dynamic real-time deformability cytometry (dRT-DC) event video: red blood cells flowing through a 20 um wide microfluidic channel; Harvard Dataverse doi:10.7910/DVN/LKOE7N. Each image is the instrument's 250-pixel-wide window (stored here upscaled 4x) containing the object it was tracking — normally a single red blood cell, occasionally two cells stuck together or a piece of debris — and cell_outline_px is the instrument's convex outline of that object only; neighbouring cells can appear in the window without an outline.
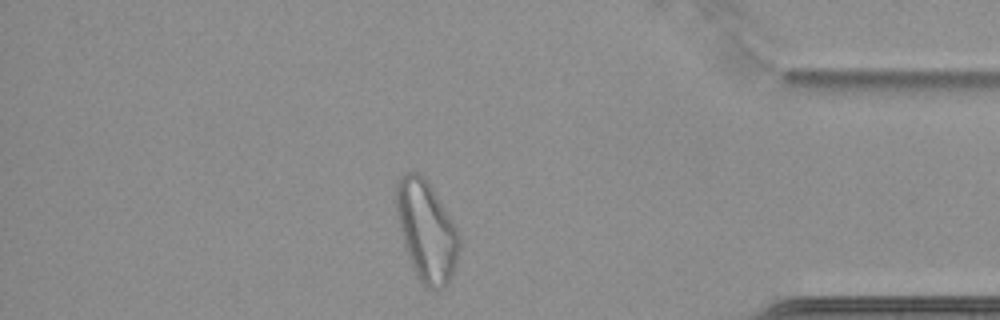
{"species": "common noctule bat (a hibernating species)", "species_latin": "Nyctalus noctula", "temperature_condition": "cold", "stored_images_in_passage": 56, "camera_frame_rate_fps": 3000, "um_per_image_px": 0.085, "animal": {"sex": "female", "body_mass_g": 22.7, "forearm_length_mm": 54.2}, "frame": {"image": 1, "passage_image": 48, "time_ms": 15.667, "image_size_px": [1000, 320], "cell_outline_px": [[460, 248], [452, 276], [448, 284], [440, 288], [428, 288], [420, 284], [416, 276], [404, 244], [396, 216], [396, 180], [400, 176], [408, 172], [416, 172], [424, 176], [440, 200], [452, 220], [460, 236]], "centroid_in_image_um": [36.24, 19.63], "position_along_channel_um": 399.0, "area_um2": 36.88}}